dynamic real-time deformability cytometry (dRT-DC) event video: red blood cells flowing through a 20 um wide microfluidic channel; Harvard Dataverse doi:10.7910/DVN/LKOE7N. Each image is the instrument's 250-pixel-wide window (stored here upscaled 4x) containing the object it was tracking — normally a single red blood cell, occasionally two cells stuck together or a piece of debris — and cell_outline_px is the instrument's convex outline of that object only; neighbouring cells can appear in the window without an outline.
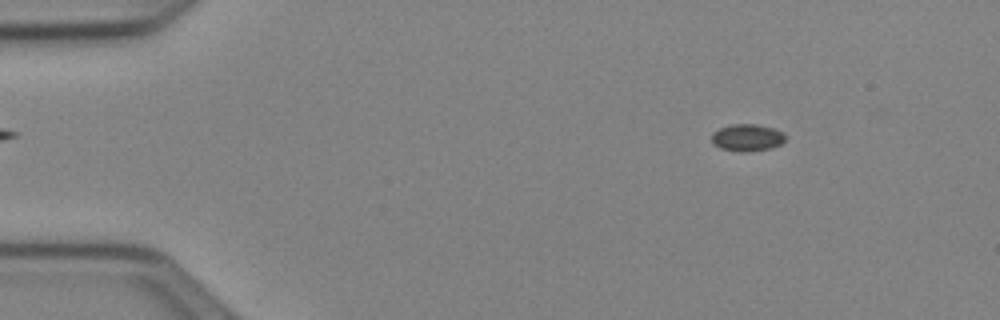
{"species": "Egyptian fruit bat (a non-hibernating species)", "species_latin": "Rousettus aegyptiacus", "temperature_condition": "cold", "stored_images_in_passage": 26, "camera_frame_rate_fps": 3000, "um_per_image_px": 0.085, "animal": {"sex": "female"}, "frame": {"image": 1, "passage_image": 7, "time_ms": 2.0, "image_size_px": [1000, 320], "cell_outline_px": [[788, 136], [780, 144], [772, 148], [744, 152], [740, 152], [720, 148], [712, 144], [712, 132], [720, 128], [732, 124], [756, 124], [772, 128], [784, 132]], "centroid_in_image_um": [63.52, 11.7], "position_along_channel_um": 21.5, "area_um2": 11.73}}
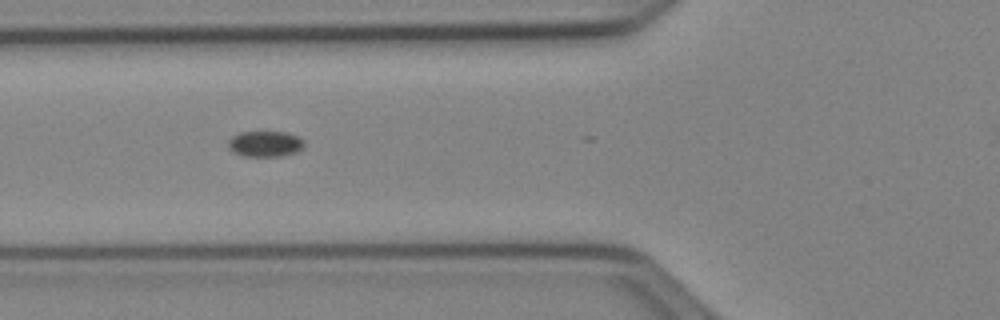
{"frame": {"image": 2, "passage_image": 20, "time_ms": 6.333, "image_size_px": [1000, 320], "cell_outline_px": [[304, 148], [296, 152], [280, 156], [244, 156], [232, 152], [228, 148], [228, 140], [232, 136], [240, 132], [288, 132], [300, 136], [304, 140]], "centroid_in_image_um": [22.55, 12.22], "position_along_channel_um": 103.2, "area_um2": 11.62}}
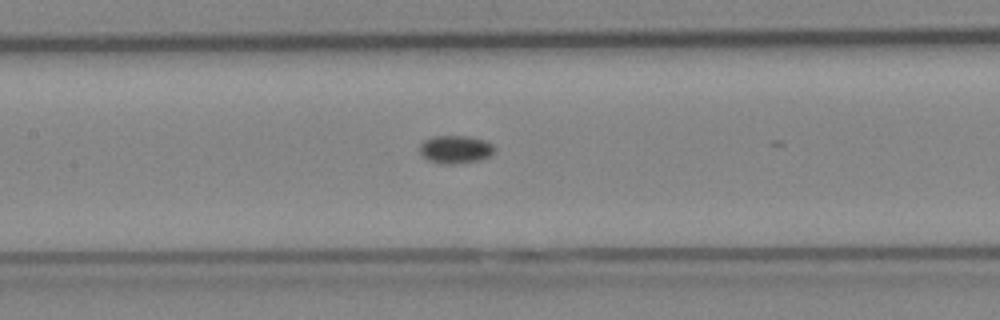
{"frame": {"image": 3, "passage_image": 25, "time_ms": 8.0, "image_size_px": [1000, 320], "cell_outline_px": [[496, 152], [480, 160], [456, 164], [440, 164], [428, 160], [420, 152], [420, 144], [424, 140], [432, 136], [468, 136], [488, 140], [496, 148]], "centroid_in_image_um": [38.75, 12.69], "position_along_channel_um": 168.6, "area_um2": 12.43}}